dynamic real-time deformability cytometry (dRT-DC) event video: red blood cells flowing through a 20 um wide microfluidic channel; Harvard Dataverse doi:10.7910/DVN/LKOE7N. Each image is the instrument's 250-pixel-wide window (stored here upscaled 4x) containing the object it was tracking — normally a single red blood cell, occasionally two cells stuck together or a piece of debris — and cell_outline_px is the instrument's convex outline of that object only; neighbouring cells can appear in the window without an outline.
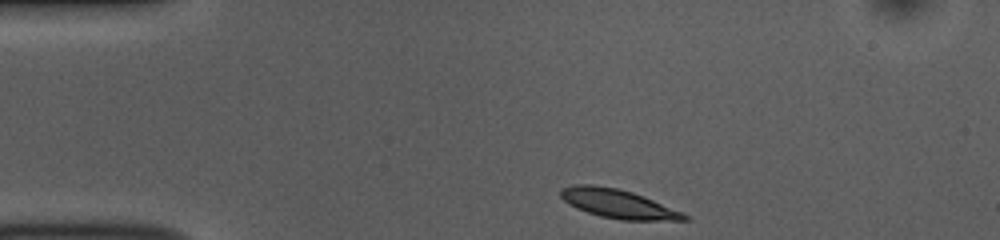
{"species": "common noctule bat (a hibernating species)", "species_latin": "Nyctalus noctula", "temperature_condition": "room temperature", "stored_images_in_passage": 38, "camera_frame_rate_fps": 3000, "um_per_image_px": 0.085, "animal": {"sex": "female", "body_mass_g": 10.0, "forearm_length_mm": 53.1}, "frame": {"image": 1, "passage_image": 1, "time_ms": 0.0, "image_size_px": [1000, 240], "cell_outline_px": [[692, 220], [620, 220], [600, 216], [576, 208], [568, 204], [560, 196], [560, 188], [576, 184], [592, 184], [616, 188], [632, 192], [644, 196], [684, 212], [692, 216]], "centroid_in_image_um": [52.58, 17.32], "position_along_channel_um": 32.4, "area_um2": 21.04}}
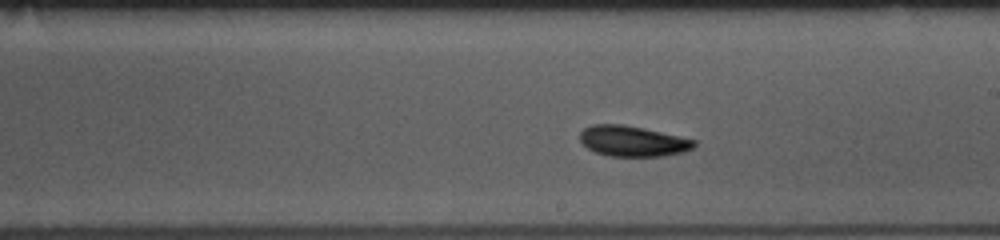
{"frame": {"image": 2, "passage_image": 21, "time_ms": 6.667, "image_size_px": [1000, 240], "cell_outline_px": [[696, 148], [684, 152], [664, 156], [608, 156], [596, 152], [588, 148], [580, 140], [580, 132], [584, 128], [592, 124], [624, 124], [644, 128], [696, 140]], "centroid_in_image_um": [53.81, 11.99], "position_along_channel_um": 235.2, "area_um2": 20.46}}
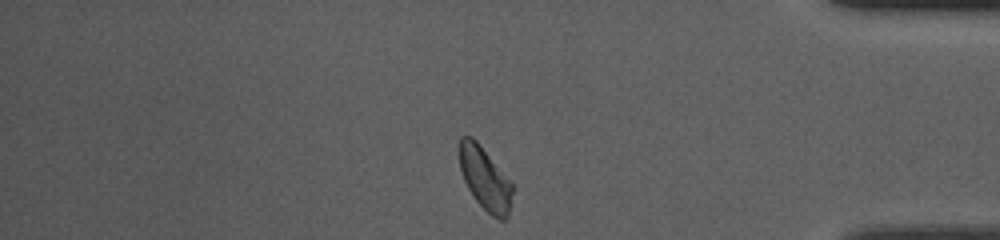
{"frame": {"image": 3, "passage_image": 36, "time_ms": 11.667, "image_size_px": [1000, 240], "cell_outline_px": [[516, 188], [508, 216], [504, 220], [500, 220], [492, 216], [472, 196], [464, 180], [460, 168], [460, 136], [472, 136], [476, 140]], "centroid_in_image_um": [41.27, 15.22], "position_along_channel_um": 393.9, "area_um2": 19.42}, "authors_computed_cell_mechanics": {"area_um2": 20.0566, "velocity_mm_per_s": 3.7222, "shape_relaxation_time_tau1_ms": 2.29, "shape_relaxation_time_tau2_ms": 2.6401, "deformation_change_tau1": 0.119, "deformation_change_tau2": 0.0717}}